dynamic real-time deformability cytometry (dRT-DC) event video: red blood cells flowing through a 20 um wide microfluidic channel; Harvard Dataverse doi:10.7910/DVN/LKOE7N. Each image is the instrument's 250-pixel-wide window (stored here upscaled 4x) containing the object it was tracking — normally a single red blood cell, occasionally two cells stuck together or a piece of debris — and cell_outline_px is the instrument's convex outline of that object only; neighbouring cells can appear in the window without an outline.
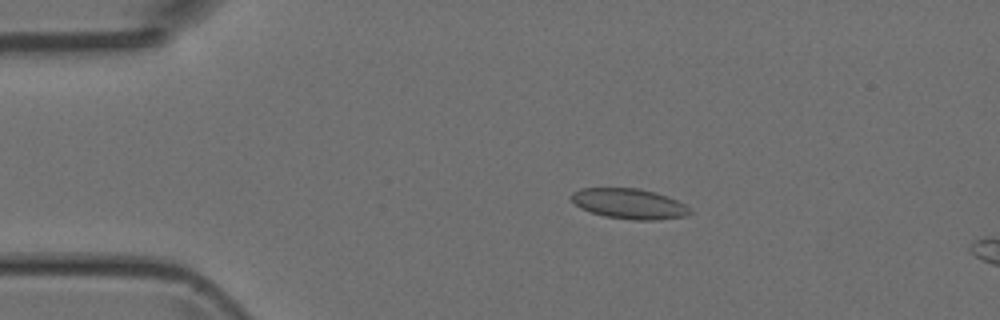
{"species": "Egyptian fruit bat (a non-hibernating species)", "species_latin": "Rousettus aegyptiacus", "temperature_condition": "room temperature", "stored_images_in_passage": 49, "camera_frame_rate_fps": 3000, "um_per_image_px": 0.085, "animal": {"sex": "female"}, "frame": {"image": 1, "passage_image": 9, "time_ms": 2.667, "image_size_px": [1000, 320], "cell_outline_px": [[692, 212], [688, 216], [656, 220], [632, 220], [604, 216], [580, 208], [568, 196], [572, 192], [580, 188], [640, 188], [676, 200], [684, 204]], "centroid_in_image_um": [53.44, 17.32], "position_along_channel_um": 31.6, "area_um2": 20.87}}
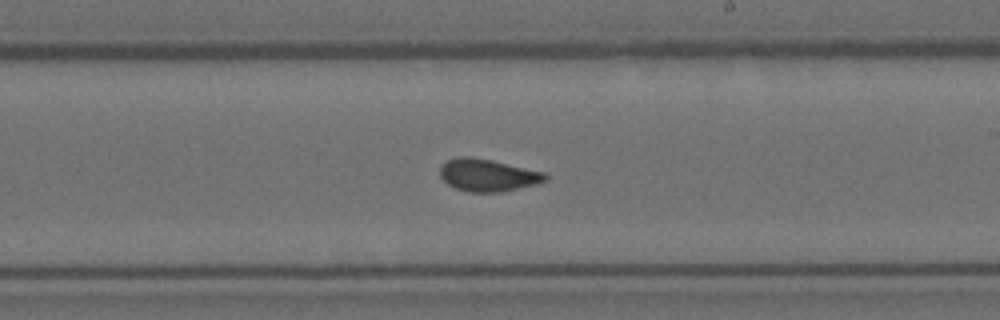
{"frame": {"image": 2, "passage_image": 28, "time_ms": 9.0, "image_size_px": [1000, 320], "cell_outline_px": [[548, 180], [536, 184], [500, 192], [468, 192], [456, 188], [448, 184], [440, 176], [440, 168], [448, 160], [456, 156], [472, 156], [492, 160], [544, 172], [548, 176]], "centroid_in_image_um": [41.46, 14.88], "position_along_channel_um": 247.5, "area_um2": 19.83}}
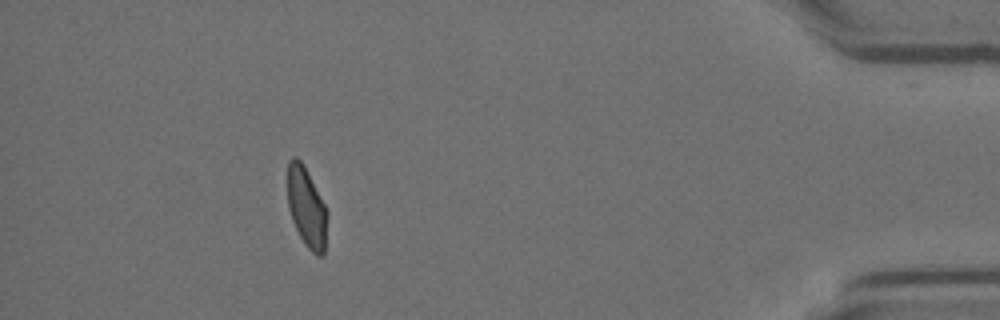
{"frame": {"image": 3, "passage_image": 44, "time_ms": 14.333, "image_size_px": [1000, 320], "cell_outline_px": [[328, 216], [324, 252], [320, 256], [316, 256], [304, 244], [292, 220], [288, 208], [288, 160], [292, 156], [296, 156], [304, 164], [328, 212]], "centroid_in_image_um": [26.06, 17.62], "position_along_channel_um": 409.1, "area_um2": 18.55}}